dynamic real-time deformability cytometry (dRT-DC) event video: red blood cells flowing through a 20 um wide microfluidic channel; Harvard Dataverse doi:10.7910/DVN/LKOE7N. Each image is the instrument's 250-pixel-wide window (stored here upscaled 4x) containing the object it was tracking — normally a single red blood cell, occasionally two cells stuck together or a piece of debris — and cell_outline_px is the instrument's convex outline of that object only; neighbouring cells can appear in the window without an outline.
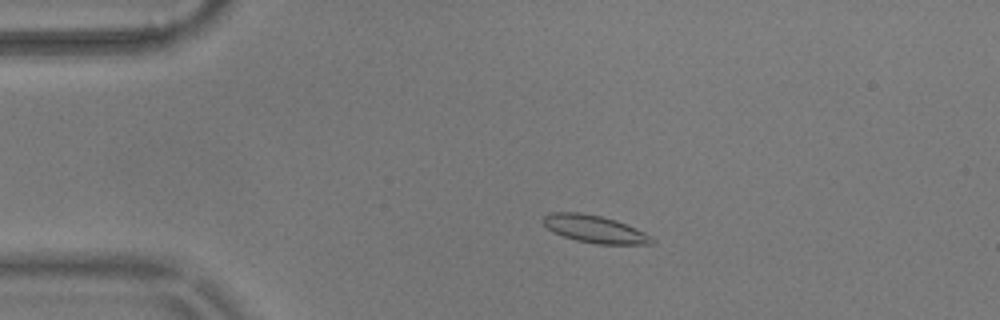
{"species": "common noctule bat (a hibernating species)", "species_latin": "Nyctalus noctula", "temperature_condition": "warm", "stored_images_in_passage": 55, "camera_frame_rate_fps": 3000, "um_per_image_px": 0.085, "animal": {"sex": "male", "body_mass_g": 17.9}, "frame": {"image": 1, "passage_image": 11, "time_ms": 3.333, "image_size_px": [1000, 320], "cell_outline_px": [[656, 240], [652, 244], [596, 244], [576, 240], [552, 232], [544, 224], [544, 216], [552, 212], [580, 212], [600, 216], [616, 220], [636, 228], [644, 232]], "centroid_in_image_um": [50.56, 19.47], "position_along_channel_um": 34.4, "area_um2": 17.28}}
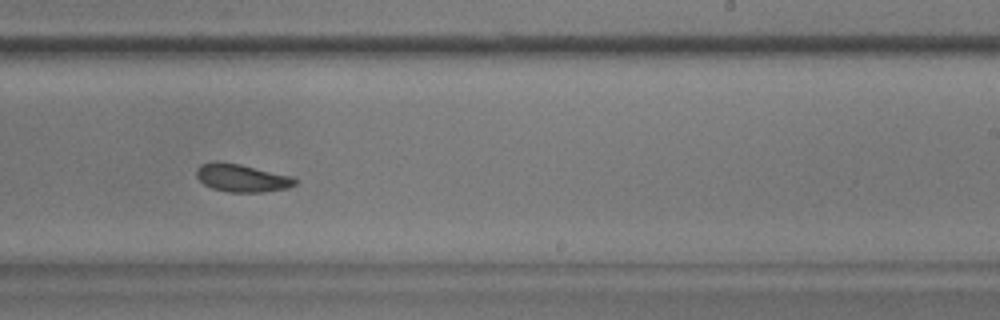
{"frame": {"image": 2, "passage_image": 34, "time_ms": 11.0, "image_size_px": [1000, 320], "cell_outline_px": [[296, 184], [288, 188], [264, 192], [228, 192], [212, 188], [204, 184], [196, 176], [196, 168], [200, 164], [216, 160], [240, 164], [292, 176], [296, 180]], "centroid_in_image_um": [20.53, 15.11], "position_along_channel_um": 268.5, "area_um2": 16.13}}
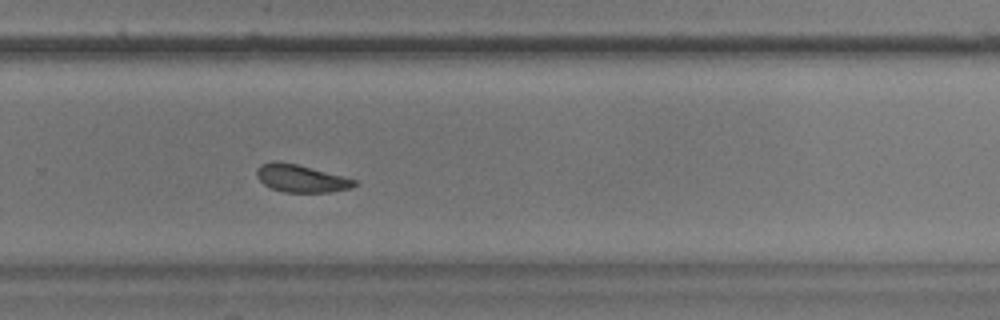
{"frame": {"image": 3, "passage_image": 37, "time_ms": 12.0, "image_size_px": [1000, 320], "cell_outline_px": [[356, 184], [352, 188], [332, 192], [284, 192], [272, 188], [264, 184], [256, 176], [256, 168], [260, 164], [276, 160], [296, 164], [344, 176], [356, 180]], "centroid_in_image_um": [25.57, 15.16], "position_along_channel_um": 304.2, "area_um2": 15.72}}